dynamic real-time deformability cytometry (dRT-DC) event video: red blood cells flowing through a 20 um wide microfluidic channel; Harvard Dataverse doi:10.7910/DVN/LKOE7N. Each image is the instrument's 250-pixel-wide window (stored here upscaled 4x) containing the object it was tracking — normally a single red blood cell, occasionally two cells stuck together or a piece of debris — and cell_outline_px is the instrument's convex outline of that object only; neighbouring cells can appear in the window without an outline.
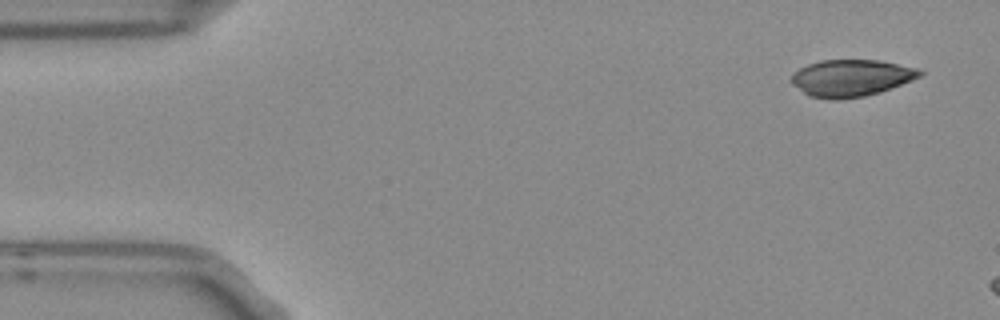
{"species": "Egyptian fruit bat (a non-hibernating species)", "species_latin": "Rousettus aegyptiacus", "temperature_condition": "room temperature", "stored_images_in_passage": 4, "camera_frame_rate_fps": 3000, "um_per_image_px": 0.085, "frame": {"image": 1, "passage_image": 1, "time_ms": 0.0, "image_size_px": [1000, 320], "cell_outline_px": [[924, 72], [920, 76], [912, 80], [880, 92], [864, 96], [836, 100], [832, 100], [808, 96], [792, 84], [788, 80], [800, 68], [808, 64], [820, 60], [880, 60], [920, 68]], "centroid_in_image_um": [72.35, 6.63], "position_along_channel_um": 12.7, "area_um2": 27.74}}
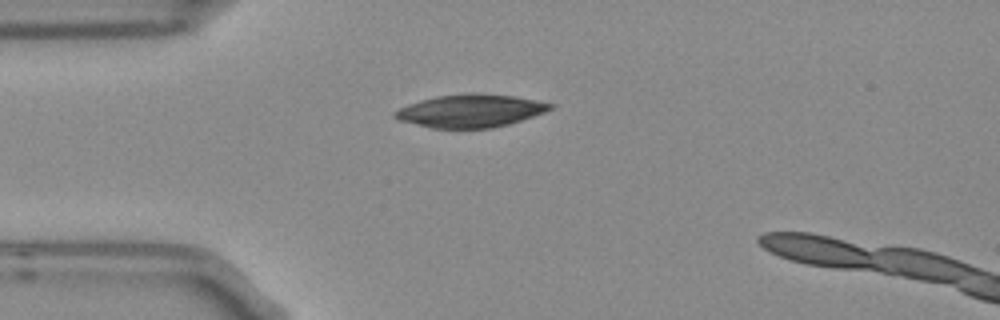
{"frame": {"image": 2, "passage_image": 3, "time_ms": 0.667, "image_size_px": [1000, 320], "cell_outline_px": [[556, 104], [552, 108], [544, 112], [508, 124], [492, 128], [432, 128], [400, 120], [392, 116], [392, 112], [408, 104], [420, 100], [436, 96], [468, 92], [472, 92], [516, 96]], "centroid_in_image_um": [39.98, 9.4], "position_along_channel_um": 45.0, "area_um2": 29.82}}